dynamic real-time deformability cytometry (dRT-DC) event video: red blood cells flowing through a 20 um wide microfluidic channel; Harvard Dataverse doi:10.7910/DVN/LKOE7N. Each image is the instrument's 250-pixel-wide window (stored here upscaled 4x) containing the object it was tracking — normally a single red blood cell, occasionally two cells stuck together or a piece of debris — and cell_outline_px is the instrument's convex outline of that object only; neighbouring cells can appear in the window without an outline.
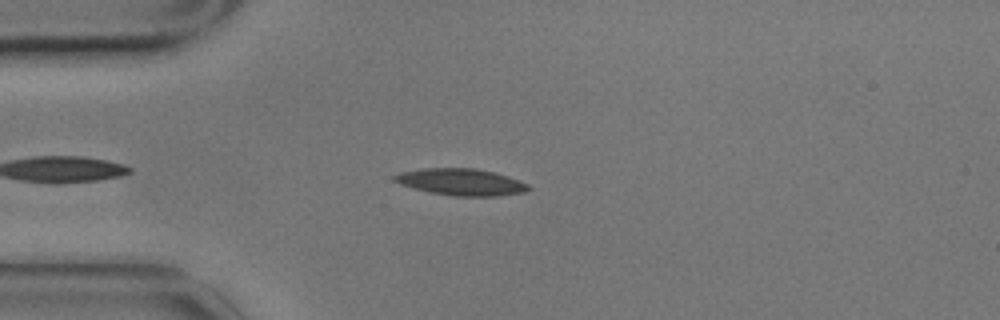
{"species": "common noctule bat (a hibernating species)", "species_latin": "Nyctalus noctula", "temperature_condition": "cold", "stored_images_in_passage": 6, "camera_frame_rate_fps": 3000, "um_per_image_px": 0.085, "animal": {"sex": "male", "body_mass_g": 17.9}, "frame": {"image": 1, "passage_image": 5, "time_ms": 1.333, "image_size_px": [1000, 320], "cell_outline_px": [[532, 188], [524, 192], [496, 196], [452, 196], [432, 192], [400, 184], [392, 180], [392, 176], [400, 172], [424, 168], [472, 168], [492, 172], [508, 176], [528, 184]], "centroid_in_image_um": [39.19, 15.47], "position_along_channel_um": 45.8, "area_um2": 20.69}}
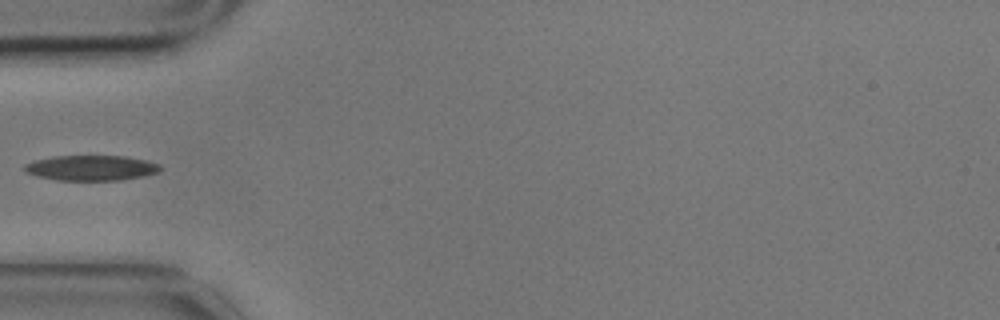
{"frame": {"image": 2, "passage_image": 6, "time_ms": 1.667, "image_size_px": [1000, 320], "cell_outline_px": [[160, 172], [120, 180], [56, 180], [36, 176], [28, 172], [24, 168], [24, 164], [36, 160], [52, 156], [124, 156], [144, 160], [160, 164]], "centroid_in_image_um": [7.73, 14.27], "position_along_channel_um": 77.3, "area_um2": 19.77}}